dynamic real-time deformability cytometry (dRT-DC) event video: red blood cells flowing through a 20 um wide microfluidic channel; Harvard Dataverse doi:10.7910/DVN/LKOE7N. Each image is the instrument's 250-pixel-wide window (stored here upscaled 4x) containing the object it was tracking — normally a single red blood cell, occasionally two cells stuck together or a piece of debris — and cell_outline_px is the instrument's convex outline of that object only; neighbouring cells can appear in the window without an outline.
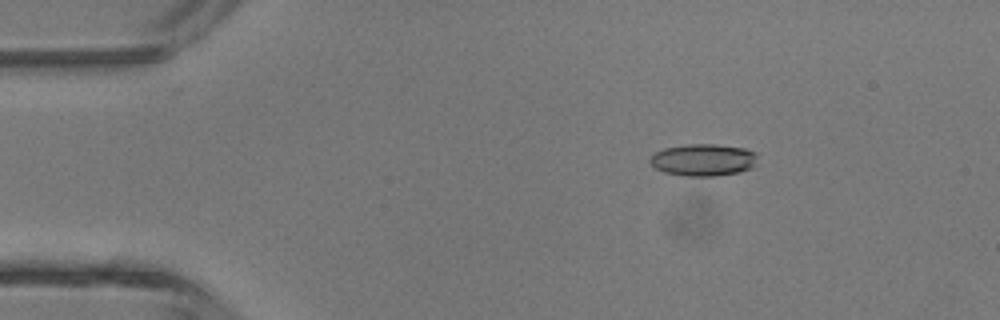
{"species": "common noctule bat (a hibernating species)", "species_latin": "Nyctalus noctula", "temperature_condition": "room temperature", "stored_images_in_passage": 4, "camera_frame_rate_fps": 3000, "um_per_image_px": 0.085, "animal": {"sex": "male", "body_mass_g": 13.3}, "frame": {"image": 1, "passage_image": 2, "time_ms": 2.0, "image_size_px": [1000, 320], "cell_outline_px": [[756, 164], [752, 168], [740, 172], [712, 176], [684, 176], [664, 172], [656, 168], [648, 160], [656, 152], [664, 148], [684, 144], [716, 144], [744, 148], [756, 152]], "centroid_in_image_um": [59.79, 13.59], "position_along_channel_um": 25.2, "area_um2": 20.17}}